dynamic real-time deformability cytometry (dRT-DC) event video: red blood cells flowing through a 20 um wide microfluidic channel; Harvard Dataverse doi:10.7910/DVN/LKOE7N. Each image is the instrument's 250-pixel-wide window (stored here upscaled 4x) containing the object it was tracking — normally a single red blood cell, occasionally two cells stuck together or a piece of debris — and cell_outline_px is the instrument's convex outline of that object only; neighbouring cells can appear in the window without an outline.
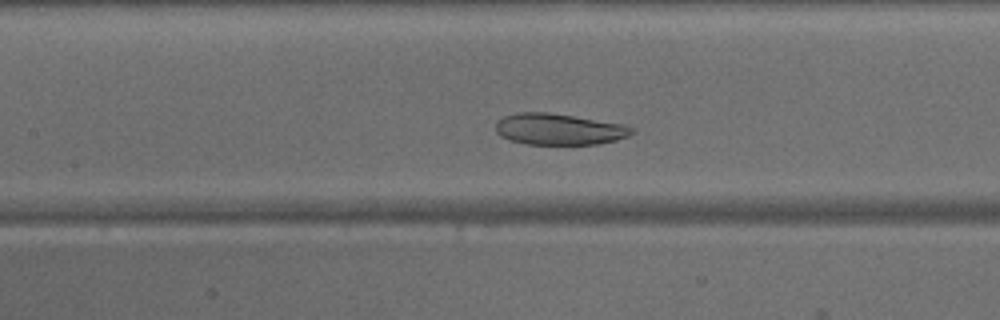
{"species": "common noctule bat (a hibernating species)", "species_latin": "Nyctalus noctula", "temperature_condition": "warm", "stored_images_in_passage": 47, "camera_frame_rate_fps": 3000, "um_per_image_px": 0.085, "animal": {"sex": "male", "body_mass_g": 15.6}, "frame": {"image": 1, "passage_image": 21, "time_ms": 6.667, "image_size_px": [1000, 320], "cell_outline_px": [[636, 132], [628, 136], [616, 140], [600, 144], [528, 144], [508, 140], [500, 136], [496, 132], [496, 120], [504, 116], [516, 112], [548, 112], [624, 124], [636, 128]], "centroid_in_image_um": [47.52, 10.98], "position_along_channel_um": 159.9, "area_um2": 25.09}}
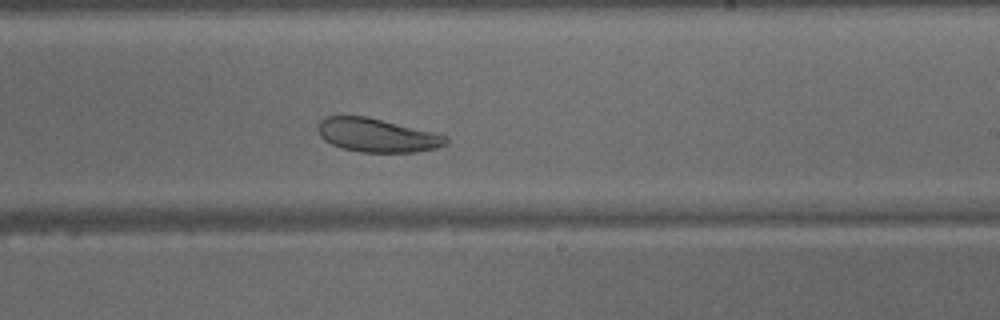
{"frame": {"image": 2, "passage_image": 28, "time_ms": 9.0, "image_size_px": [1000, 320], "cell_outline_px": [[448, 144], [436, 148], [416, 152], [364, 152], [340, 148], [324, 140], [320, 136], [316, 128], [320, 120], [324, 116], [364, 116], [440, 132], [448, 136]], "centroid_in_image_um": [32.09, 11.49], "position_along_channel_um": 256.9, "area_um2": 25.55}}
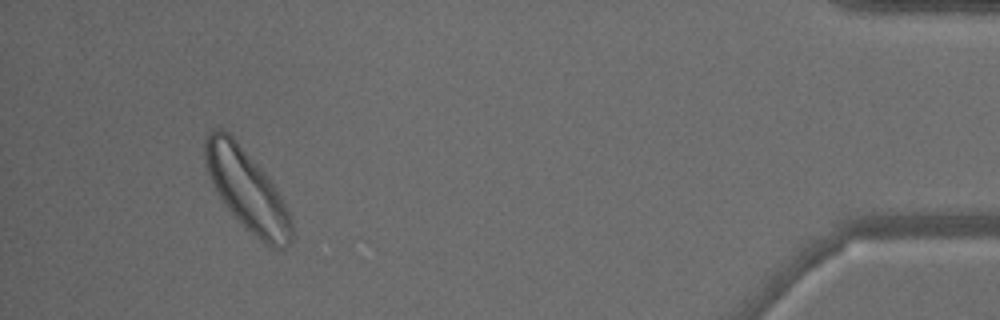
{"frame": {"image": 3, "passage_image": 44, "time_ms": 14.333, "image_size_px": [1000, 320], "cell_outline_px": [[292, 240], [284, 252], [268, 248], [244, 228], [224, 204], [216, 192], [208, 172], [204, 160], [204, 136], [212, 128], [220, 128], [228, 132], [236, 140], [268, 176], [280, 196], [292, 220]], "centroid_in_image_um": [20.99, 16.19], "position_along_channel_um": 414.2, "area_um2": 41.27}}